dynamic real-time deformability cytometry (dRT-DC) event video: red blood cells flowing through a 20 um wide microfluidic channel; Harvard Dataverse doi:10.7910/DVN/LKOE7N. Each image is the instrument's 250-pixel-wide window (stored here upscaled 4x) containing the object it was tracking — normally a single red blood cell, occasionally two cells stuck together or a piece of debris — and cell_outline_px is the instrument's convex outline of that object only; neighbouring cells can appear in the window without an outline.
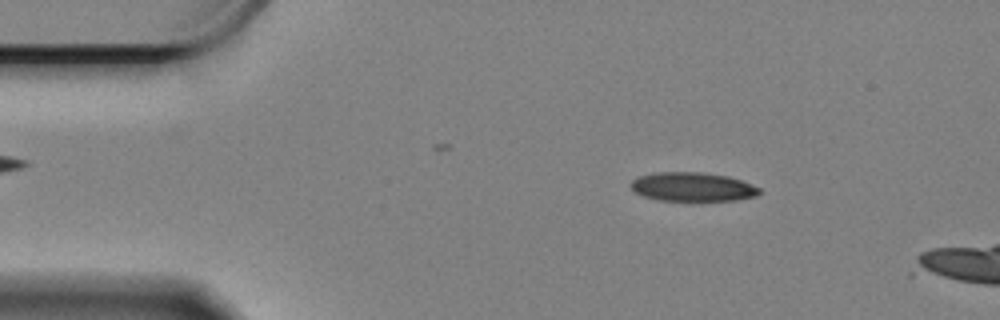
{"species": "Egyptian fruit bat (a non-hibernating species)", "species_latin": "Rousettus aegyptiacus", "temperature_condition": "cold", "stored_images_in_passage": 54, "camera_frame_rate_fps": 3000, "um_per_image_px": 0.085, "animal": {"sex": "female"}, "frame": {"image": 1, "passage_image": 8, "time_ms": 2.333, "image_size_px": [1000, 320], "cell_outline_px": [[760, 192], [756, 196], [736, 200], [656, 200], [632, 192], [628, 184], [632, 180], [640, 176], [656, 172], [704, 172], [728, 176], [740, 180], [760, 188]], "centroid_in_image_um": [58.81, 15.88], "position_along_channel_um": 26.2, "area_um2": 21.73}}
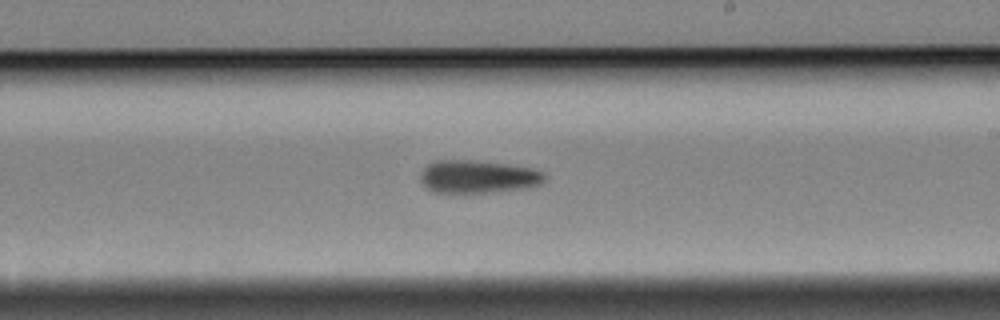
{"frame": {"image": 2, "passage_image": 33, "time_ms": 10.667, "image_size_px": [1000, 320], "cell_outline_px": [[548, 176], [540, 184], [528, 188], [496, 192], [436, 192], [428, 188], [420, 180], [420, 176], [424, 168], [428, 164], [436, 160], [468, 160], [504, 164], [532, 168], [544, 172]], "centroid_in_image_um": [40.67, 15.02], "position_along_channel_um": 248.3, "area_um2": 23.7}}
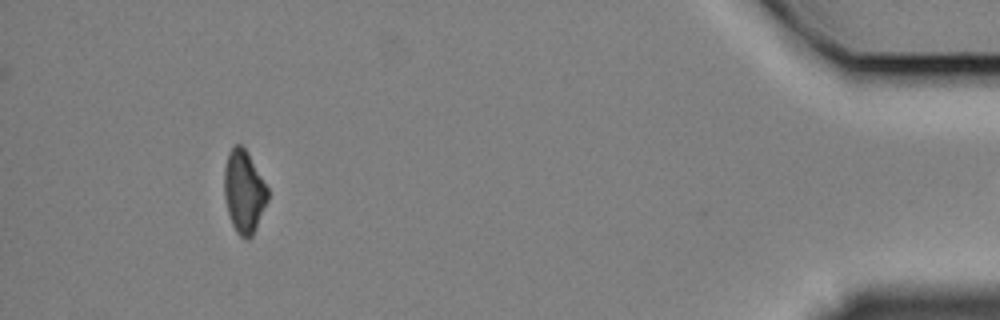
{"frame": {"image": 3, "passage_image": 54, "time_ms": 17.667, "image_size_px": [1000, 320], "cell_outline_px": [[268, 200], [256, 228], [252, 236], [248, 240], [240, 236], [236, 232], [232, 224], [228, 212], [224, 196], [224, 168], [228, 152], [236, 144], [240, 144], [248, 152], [268, 188]], "centroid_in_image_um": [20.73, 16.29], "position_along_channel_um": 414.5, "area_um2": 20.98}}